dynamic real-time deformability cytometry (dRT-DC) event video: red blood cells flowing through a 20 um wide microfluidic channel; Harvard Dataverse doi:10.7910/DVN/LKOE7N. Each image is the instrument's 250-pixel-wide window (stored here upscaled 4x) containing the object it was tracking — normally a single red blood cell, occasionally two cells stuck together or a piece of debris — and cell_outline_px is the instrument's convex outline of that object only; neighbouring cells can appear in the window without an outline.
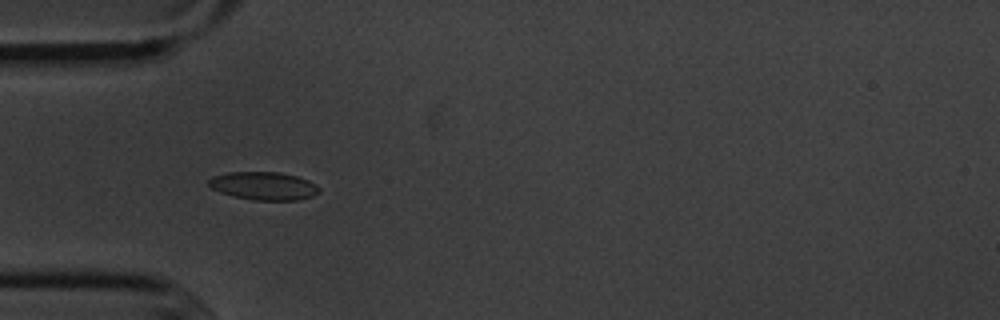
{"species": "common noctule bat (a hibernating species)", "species_latin": "Nyctalus noctula", "temperature_condition": "cold", "stored_images_in_passage": 46, "camera_frame_rate_fps": 3000, "um_per_image_px": 0.085, "animal": {"sex": "male", "body_mass_g": 20.1, "forearm_length_mm": 53.5}, "frame": {"image": 1, "passage_image": 8, "time_ms": 2.333, "image_size_px": [1000, 320], "cell_outline_px": [[320, 192], [312, 196], [300, 200], [252, 200], [232, 196], [220, 192], [212, 188], [208, 184], [208, 180], [212, 176], [228, 172], [280, 172], [296, 176], [308, 180], [316, 184], [320, 188]], "centroid_in_image_um": [22.42, 15.8], "position_along_channel_um": 62.6, "area_um2": 18.21}}
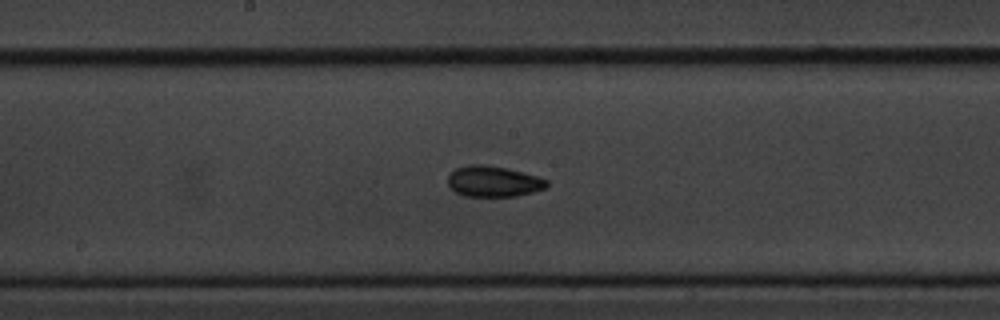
{"frame": {"image": 2, "passage_image": 20, "time_ms": 6.333, "image_size_px": [1000, 320], "cell_outline_px": [[548, 184], [544, 188], [532, 192], [516, 196], [464, 196], [456, 192], [448, 184], [448, 176], [456, 168], [468, 164], [484, 164], [524, 172], [548, 180]], "centroid_in_image_um": [41.93, 15.41], "position_along_channel_um": 206.3, "area_um2": 17.63}}
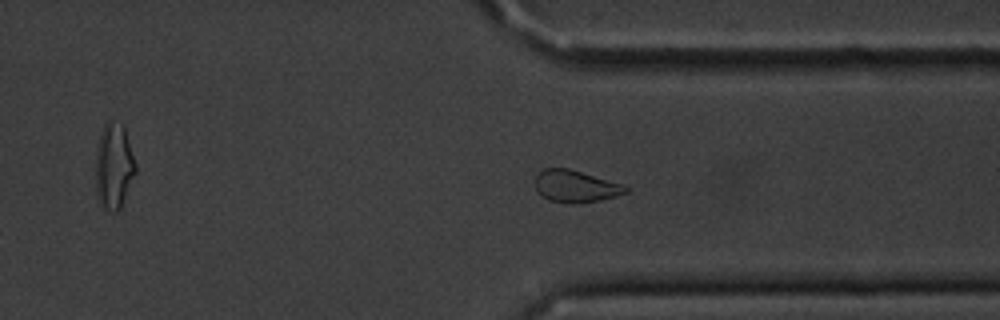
{"frame": {"image": 3, "passage_image": 33, "time_ms": 10.667, "image_size_px": [1000, 320], "cell_outline_px": [[628, 192], [616, 196], [600, 200], [580, 204], [572, 204], [548, 200], [540, 196], [536, 188], [536, 176], [544, 168], [568, 168], [624, 184], [628, 188]], "centroid_in_image_um": [48.93, 15.85], "position_along_channel_um": 362.5, "area_um2": 17.05}, "authors_computed_cell_mechanics": {"area_um2": 17.8602, "velocity_mm_per_s": 3.6123, "shape_relaxation_time_tau1_ms": 2.3288, "shape_relaxation_time_tau2_ms": 7.8502, "deformation_change_tau1": 0.0905, "deformation_change_tau2": 0.1202}}